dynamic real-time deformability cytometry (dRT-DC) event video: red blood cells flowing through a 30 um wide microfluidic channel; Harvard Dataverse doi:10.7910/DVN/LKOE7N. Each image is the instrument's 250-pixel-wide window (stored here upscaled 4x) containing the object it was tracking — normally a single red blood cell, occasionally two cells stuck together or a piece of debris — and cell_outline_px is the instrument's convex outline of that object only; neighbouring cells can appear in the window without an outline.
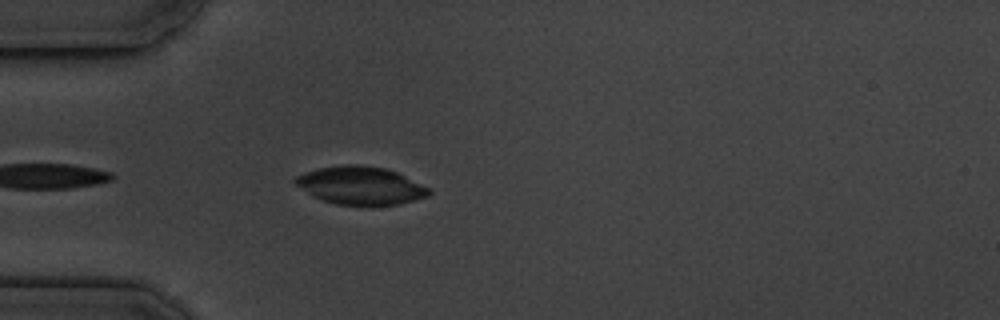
{"species": "common noctule bat (a hibernating species)", "species_latin": "Nyctalus noctula", "temperature_condition": "cold", "stored_images_in_passage": 4, "camera_frame_rate_fps": 3000, "um_per_image_px": 0.085, "animal": {"sex": "male", "body_mass_g": 19.5, "forearm_length_mm": 54.6}, "frame": {"image": 1, "passage_image": 4, "time_ms": 5.0, "image_size_px": [1000, 320], "cell_outline_px": [[432, 192], [428, 196], [400, 204], [372, 208], [336, 204], [312, 196], [296, 184], [292, 180], [296, 176], [304, 172], [320, 168], [344, 164], [360, 164], [384, 168], [396, 172], [432, 188]], "centroid_in_image_um": [30.69, 15.8], "position_along_channel_um": 54.3, "area_um2": 30.29}}